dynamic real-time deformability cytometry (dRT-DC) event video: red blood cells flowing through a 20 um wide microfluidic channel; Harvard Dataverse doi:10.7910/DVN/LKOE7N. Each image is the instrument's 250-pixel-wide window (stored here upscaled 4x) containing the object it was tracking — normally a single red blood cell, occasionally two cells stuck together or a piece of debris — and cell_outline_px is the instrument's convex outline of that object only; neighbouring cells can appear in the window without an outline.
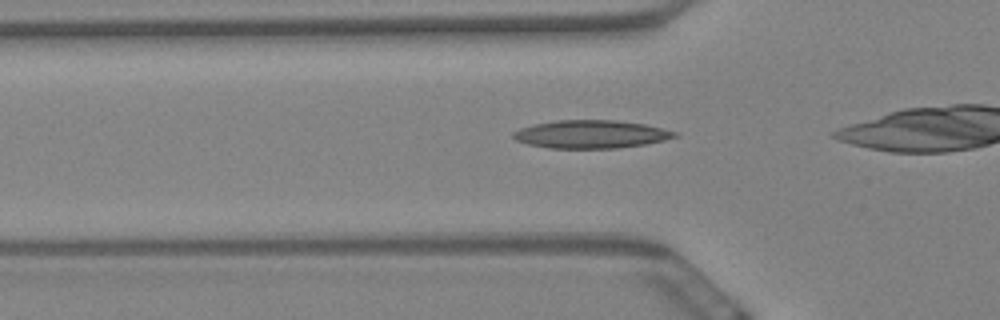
{"species": "Egyptian fruit bat (a non-hibernating species)", "species_latin": "Rousettus aegyptiacus", "temperature_condition": "warm", "stored_images_in_passage": 34, "camera_frame_rate_fps": 3000, "um_per_image_px": 0.085, "animal": {"sex": "female"}, "frame": {"image": 1, "passage_image": 7, "time_ms": 2.0, "image_size_px": [1000, 320], "cell_outline_px": [[680, 136], [664, 140], [644, 144], [616, 148], [548, 148], [528, 144], [516, 140], [512, 136], [512, 132], [520, 128], [532, 124], [556, 120], [616, 120], [644, 124], [676, 132]], "centroid_in_image_um": [50.19, 11.4], "position_along_channel_um": 75.6, "area_um2": 26.36}}
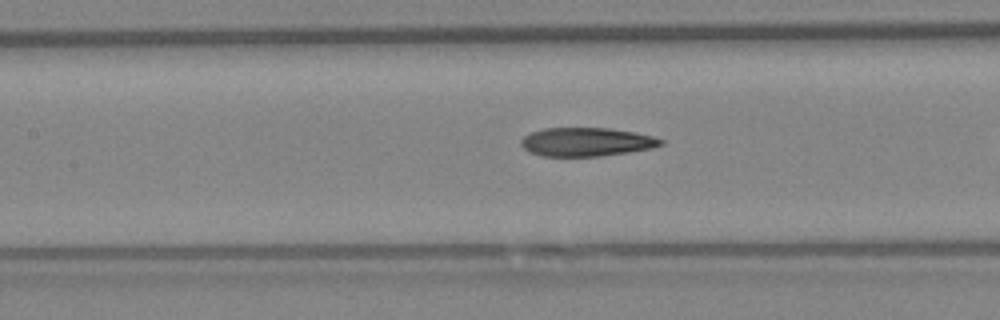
{"frame": {"image": 2, "passage_image": 14, "time_ms": 4.333, "image_size_px": [1000, 320], "cell_outline_px": [[664, 144], [652, 148], [628, 152], [600, 156], [544, 156], [528, 152], [520, 144], [520, 140], [524, 136], [532, 132], [544, 128], [608, 128], [636, 132], [652, 136], [664, 140]], "centroid_in_image_um": [49.85, 12.06], "position_along_channel_um": 157.6, "area_um2": 23.35}}
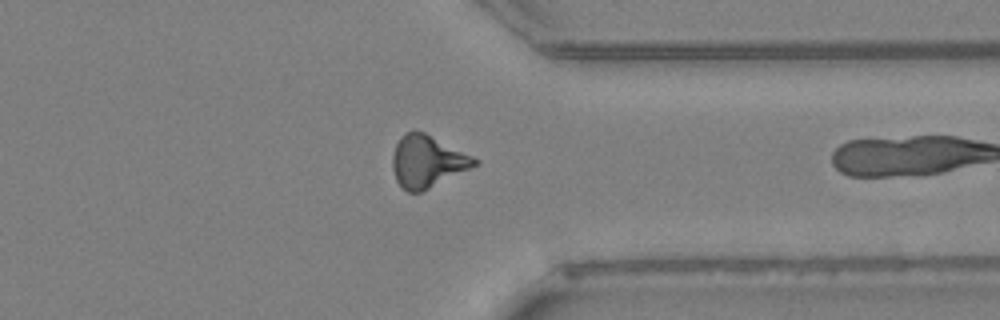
{"frame": {"image": 3, "passage_image": 33, "time_ms": 10.667, "image_size_px": [1000, 320], "cell_outline_px": [[480, 164], [420, 192], [408, 192], [396, 180], [392, 168], [392, 156], [396, 144], [400, 136], [412, 128], [424, 132], [480, 160]], "centroid_in_image_um": [36.3, 13.7], "position_along_channel_um": 375.1, "area_um2": 24.8}}